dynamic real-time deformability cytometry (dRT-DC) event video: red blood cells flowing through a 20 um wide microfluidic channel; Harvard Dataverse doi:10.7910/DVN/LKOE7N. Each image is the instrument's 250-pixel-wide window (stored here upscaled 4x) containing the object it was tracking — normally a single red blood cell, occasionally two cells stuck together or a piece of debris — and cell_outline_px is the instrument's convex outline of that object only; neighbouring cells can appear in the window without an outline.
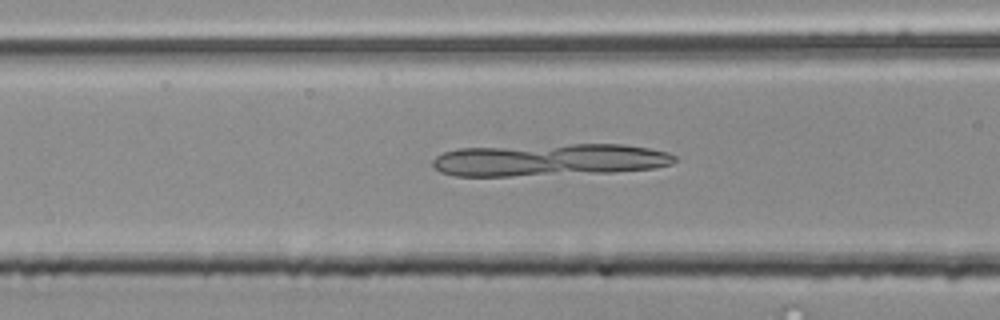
{"species": "common noctule bat (a hibernating species)", "species_latin": "Nyctalus noctula", "temperature_condition": "room temperature", "stored_images_in_passage": 54, "camera_frame_rate_fps": 3000, "um_per_image_px": 0.085, "animal": {"sex": "male", "body_mass_g": 20.4}, "frame": {"image": 1, "passage_image": 22, "time_ms": 7.0, "image_size_px": [1000, 320], "cell_outline_px": [[676, 160], [672, 164], [656, 168], [612, 172], [512, 176], [456, 176], [440, 172], [432, 164], [432, 160], [436, 156], [444, 152], [460, 148], [572, 144], [624, 144], [648, 148], [668, 152], [676, 156]], "centroid_in_image_um": [46.72, 13.59], "position_along_channel_um": 119.9, "area_um2": 45.72}}
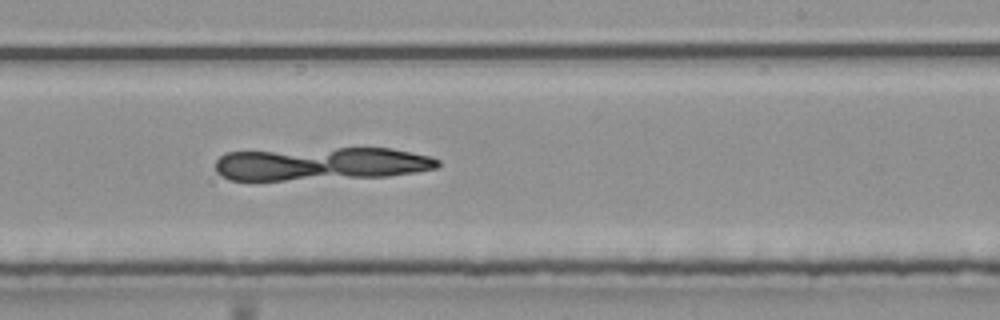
{"frame": {"image": 2, "passage_image": 33, "time_ms": 10.667, "image_size_px": [1000, 320], "cell_outline_px": [[440, 164], [436, 168], [416, 172], [388, 176], [284, 180], [228, 180], [220, 176], [216, 172], [216, 160], [224, 152], [336, 148], [392, 148], [432, 156], [440, 160]], "centroid_in_image_um": [27.3, 13.92], "position_along_channel_um": 261.7, "area_um2": 43.12}}
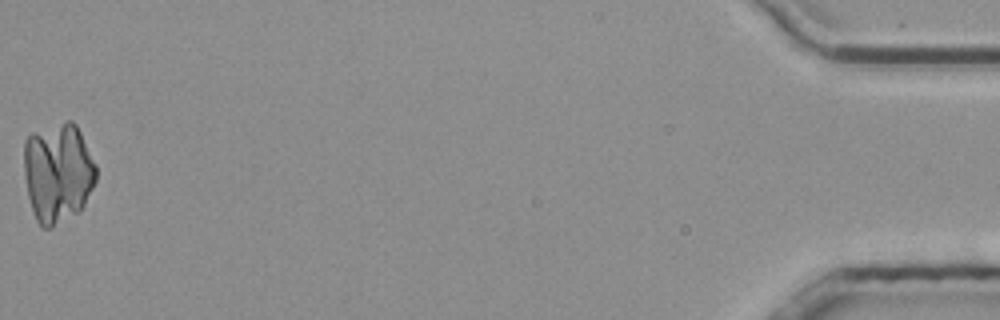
{"frame": {"image": 3, "passage_image": 54, "time_ms": 17.667, "image_size_px": [1000, 320], "cell_outline_px": [[96, 180], [80, 212], [52, 228], [44, 228], [36, 220], [28, 196], [24, 176], [24, 140], [32, 132], [64, 120], [72, 120], [76, 124], [96, 164]], "centroid_in_image_um": [4.91, 14.66], "position_along_channel_um": 430.3, "area_um2": 42.43}}